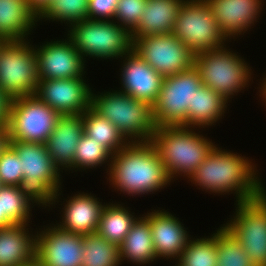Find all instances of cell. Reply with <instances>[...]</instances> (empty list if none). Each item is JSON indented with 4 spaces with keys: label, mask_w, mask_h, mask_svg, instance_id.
<instances>
[{
    "label": "cell",
    "mask_w": 266,
    "mask_h": 266,
    "mask_svg": "<svg viewBox=\"0 0 266 266\" xmlns=\"http://www.w3.org/2000/svg\"><path fill=\"white\" fill-rule=\"evenodd\" d=\"M253 164L245 156L215 146L189 180L212 193L235 191L236 202H246L266 192Z\"/></svg>",
    "instance_id": "6da1fadb"
},
{
    "label": "cell",
    "mask_w": 266,
    "mask_h": 266,
    "mask_svg": "<svg viewBox=\"0 0 266 266\" xmlns=\"http://www.w3.org/2000/svg\"><path fill=\"white\" fill-rule=\"evenodd\" d=\"M107 165L113 188L128 195L159 191L171 182L158 152L150 142H129L112 155L111 163Z\"/></svg>",
    "instance_id": "7a4b0ae2"
},
{
    "label": "cell",
    "mask_w": 266,
    "mask_h": 266,
    "mask_svg": "<svg viewBox=\"0 0 266 266\" xmlns=\"http://www.w3.org/2000/svg\"><path fill=\"white\" fill-rule=\"evenodd\" d=\"M191 129L181 125L156 127L150 140L171 180L181 174L189 179L216 146Z\"/></svg>",
    "instance_id": "3957f363"
},
{
    "label": "cell",
    "mask_w": 266,
    "mask_h": 266,
    "mask_svg": "<svg viewBox=\"0 0 266 266\" xmlns=\"http://www.w3.org/2000/svg\"><path fill=\"white\" fill-rule=\"evenodd\" d=\"M9 145L17 152L20 159L23 173V180L18 186L20 191L33 204L49 207L51 204H56L61 189V175L47 152L46 145L20 141H10Z\"/></svg>",
    "instance_id": "277c9868"
},
{
    "label": "cell",
    "mask_w": 266,
    "mask_h": 266,
    "mask_svg": "<svg viewBox=\"0 0 266 266\" xmlns=\"http://www.w3.org/2000/svg\"><path fill=\"white\" fill-rule=\"evenodd\" d=\"M90 108L113 123L131 143L150 142L156 130L152 106L120 90L101 95L91 92Z\"/></svg>",
    "instance_id": "5b68a950"
},
{
    "label": "cell",
    "mask_w": 266,
    "mask_h": 266,
    "mask_svg": "<svg viewBox=\"0 0 266 266\" xmlns=\"http://www.w3.org/2000/svg\"><path fill=\"white\" fill-rule=\"evenodd\" d=\"M68 32L82 57L117 59L133 51L132 33L114 20L85 19L70 25Z\"/></svg>",
    "instance_id": "8992f818"
},
{
    "label": "cell",
    "mask_w": 266,
    "mask_h": 266,
    "mask_svg": "<svg viewBox=\"0 0 266 266\" xmlns=\"http://www.w3.org/2000/svg\"><path fill=\"white\" fill-rule=\"evenodd\" d=\"M27 40L0 45V90L9 99L35 95L40 82L34 46Z\"/></svg>",
    "instance_id": "52a82bcc"
},
{
    "label": "cell",
    "mask_w": 266,
    "mask_h": 266,
    "mask_svg": "<svg viewBox=\"0 0 266 266\" xmlns=\"http://www.w3.org/2000/svg\"><path fill=\"white\" fill-rule=\"evenodd\" d=\"M222 46L215 50L195 54L194 66L205 85L225 100L247 87L251 80V68L243 58Z\"/></svg>",
    "instance_id": "ba28073f"
},
{
    "label": "cell",
    "mask_w": 266,
    "mask_h": 266,
    "mask_svg": "<svg viewBox=\"0 0 266 266\" xmlns=\"http://www.w3.org/2000/svg\"><path fill=\"white\" fill-rule=\"evenodd\" d=\"M194 54L215 50L228 39L205 0H184L172 30Z\"/></svg>",
    "instance_id": "9c48e42d"
},
{
    "label": "cell",
    "mask_w": 266,
    "mask_h": 266,
    "mask_svg": "<svg viewBox=\"0 0 266 266\" xmlns=\"http://www.w3.org/2000/svg\"><path fill=\"white\" fill-rule=\"evenodd\" d=\"M60 116L36 94L12 99L6 124L9 140L45 144Z\"/></svg>",
    "instance_id": "30bf717a"
},
{
    "label": "cell",
    "mask_w": 266,
    "mask_h": 266,
    "mask_svg": "<svg viewBox=\"0 0 266 266\" xmlns=\"http://www.w3.org/2000/svg\"><path fill=\"white\" fill-rule=\"evenodd\" d=\"M201 85L200 74L195 66L190 70L164 77L158 98L152 106L156 127H187L188 105H192L196 90Z\"/></svg>",
    "instance_id": "8fae6325"
},
{
    "label": "cell",
    "mask_w": 266,
    "mask_h": 266,
    "mask_svg": "<svg viewBox=\"0 0 266 266\" xmlns=\"http://www.w3.org/2000/svg\"><path fill=\"white\" fill-rule=\"evenodd\" d=\"M236 205L235 216L224 227L243 245L254 266H266V192Z\"/></svg>",
    "instance_id": "7c38bea8"
},
{
    "label": "cell",
    "mask_w": 266,
    "mask_h": 266,
    "mask_svg": "<svg viewBox=\"0 0 266 266\" xmlns=\"http://www.w3.org/2000/svg\"><path fill=\"white\" fill-rule=\"evenodd\" d=\"M133 42V51L163 77L194 66L195 54L172 33L149 35Z\"/></svg>",
    "instance_id": "4fadbf2b"
},
{
    "label": "cell",
    "mask_w": 266,
    "mask_h": 266,
    "mask_svg": "<svg viewBox=\"0 0 266 266\" xmlns=\"http://www.w3.org/2000/svg\"><path fill=\"white\" fill-rule=\"evenodd\" d=\"M91 89L83 78L40 80L36 96L59 115L82 114L90 108Z\"/></svg>",
    "instance_id": "5bb4252c"
},
{
    "label": "cell",
    "mask_w": 266,
    "mask_h": 266,
    "mask_svg": "<svg viewBox=\"0 0 266 266\" xmlns=\"http://www.w3.org/2000/svg\"><path fill=\"white\" fill-rule=\"evenodd\" d=\"M40 80L84 78L85 60L67 40L46 42L35 48ZM84 71V72H83Z\"/></svg>",
    "instance_id": "9a60e30c"
},
{
    "label": "cell",
    "mask_w": 266,
    "mask_h": 266,
    "mask_svg": "<svg viewBox=\"0 0 266 266\" xmlns=\"http://www.w3.org/2000/svg\"><path fill=\"white\" fill-rule=\"evenodd\" d=\"M82 242L83 235L49 226L36 234V257L44 266H81Z\"/></svg>",
    "instance_id": "2e32d148"
},
{
    "label": "cell",
    "mask_w": 266,
    "mask_h": 266,
    "mask_svg": "<svg viewBox=\"0 0 266 266\" xmlns=\"http://www.w3.org/2000/svg\"><path fill=\"white\" fill-rule=\"evenodd\" d=\"M124 55L121 77L122 92L151 106L156 102L164 77L135 51Z\"/></svg>",
    "instance_id": "e0dca14e"
},
{
    "label": "cell",
    "mask_w": 266,
    "mask_h": 266,
    "mask_svg": "<svg viewBox=\"0 0 266 266\" xmlns=\"http://www.w3.org/2000/svg\"><path fill=\"white\" fill-rule=\"evenodd\" d=\"M205 1L227 39L246 32L257 21L262 9V0Z\"/></svg>",
    "instance_id": "ac0fdd59"
},
{
    "label": "cell",
    "mask_w": 266,
    "mask_h": 266,
    "mask_svg": "<svg viewBox=\"0 0 266 266\" xmlns=\"http://www.w3.org/2000/svg\"><path fill=\"white\" fill-rule=\"evenodd\" d=\"M145 217L149 220L157 259L177 257L179 260L190 239L183 224L174 215L162 210H154Z\"/></svg>",
    "instance_id": "d6986e66"
},
{
    "label": "cell",
    "mask_w": 266,
    "mask_h": 266,
    "mask_svg": "<svg viewBox=\"0 0 266 266\" xmlns=\"http://www.w3.org/2000/svg\"><path fill=\"white\" fill-rule=\"evenodd\" d=\"M83 121L84 113L60 116L45 142L47 152L59 170L74 166L76 147L84 134Z\"/></svg>",
    "instance_id": "ffe728a7"
},
{
    "label": "cell",
    "mask_w": 266,
    "mask_h": 266,
    "mask_svg": "<svg viewBox=\"0 0 266 266\" xmlns=\"http://www.w3.org/2000/svg\"><path fill=\"white\" fill-rule=\"evenodd\" d=\"M66 203L62 222L56 224L59 228L83 236L97 232L105 204L102 205V202L87 193L70 197Z\"/></svg>",
    "instance_id": "44dd1931"
},
{
    "label": "cell",
    "mask_w": 266,
    "mask_h": 266,
    "mask_svg": "<svg viewBox=\"0 0 266 266\" xmlns=\"http://www.w3.org/2000/svg\"><path fill=\"white\" fill-rule=\"evenodd\" d=\"M26 226L13 224L0 229V266H20L36 257V235Z\"/></svg>",
    "instance_id": "7402d4cb"
},
{
    "label": "cell",
    "mask_w": 266,
    "mask_h": 266,
    "mask_svg": "<svg viewBox=\"0 0 266 266\" xmlns=\"http://www.w3.org/2000/svg\"><path fill=\"white\" fill-rule=\"evenodd\" d=\"M184 0H147L133 39L149 35L171 34Z\"/></svg>",
    "instance_id": "603a6c76"
},
{
    "label": "cell",
    "mask_w": 266,
    "mask_h": 266,
    "mask_svg": "<svg viewBox=\"0 0 266 266\" xmlns=\"http://www.w3.org/2000/svg\"><path fill=\"white\" fill-rule=\"evenodd\" d=\"M36 22L38 15L27 0H0V37L5 41L26 40Z\"/></svg>",
    "instance_id": "cb8c5ba5"
},
{
    "label": "cell",
    "mask_w": 266,
    "mask_h": 266,
    "mask_svg": "<svg viewBox=\"0 0 266 266\" xmlns=\"http://www.w3.org/2000/svg\"><path fill=\"white\" fill-rule=\"evenodd\" d=\"M119 251L121 262L128 259L133 264L144 265L157 259L149 220L145 216L136 219L119 245Z\"/></svg>",
    "instance_id": "d4e9b609"
},
{
    "label": "cell",
    "mask_w": 266,
    "mask_h": 266,
    "mask_svg": "<svg viewBox=\"0 0 266 266\" xmlns=\"http://www.w3.org/2000/svg\"><path fill=\"white\" fill-rule=\"evenodd\" d=\"M228 101L211 88L201 85L194 95L192 105H188L187 127L212 126L222 114L224 115Z\"/></svg>",
    "instance_id": "484cf974"
},
{
    "label": "cell",
    "mask_w": 266,
    "mask_h": 266,
    "mask_svg": "<svg viewBox=\"0 0 266 266\" xmlns=\"http://www.w3.org/2000/svg\"><path fill=\"white\" fill-rule=\"evenodd\" d=\"M121 204H106L102 210L97 232L109 242L120 245L137 217Z\"/></svg>",
    "instance_id": "4316f807"
},
{
    "label": "cell",
    "mask_w": 266,
    "mask_h": 266,
    "mask_svg": "<svg viewBox=\"0 0 266 266\" xmlns=\"http://www.w3.org/2000/svg\"><path fill=\"white\" fill-rule=\"evenodd\" d=\"M84 134L104 146L112 155L123 149L129 142L116 126L91 108L84 112Z\"/></svg>",
    "instance_id": "83f0119b"
},
{
    "label": "cell",
    "mask_w": 266,
    "mask_h": 266,
    "mask_svg": "<svg viewBox=\"0 0 266 266\" xmlns=\"http://www.w3.org/2000/svg\"><path fill=\"white\" fill-rule=\"evenodd\" d=\"M82 245L81 266H118L121 263L119 246L98 232L84 235Z\"/></svg>",
    "instance_id": "f1b7e54d"
},
{
    "label": "cell",
    "mask_w": 266,
    "mask_h": 266,
    "mask_svg": "<svg viewBox=\"0 0 266 266\" xmlns=\"http://www.w3.org/2000/svg\"><path fill=\"white\" fill-rule=\"evenodd\" d=\"M89 0H51L38 15V20L48 19L70 25L88 19Z\"/></svg>",
    "instance_id": "f546056e"
},
{
    "label": "cell",
    "mask_w": 266,
    "mask_h": 266,
    "mask_svg": "<svg viewBox=\"0 0 266 266\" xmlns=\"http://www.w3.org/2000/svg\"><path fill=\"white\" fill-rule=\"evenodd\" d=\"M217 232L212 236L188 241L179 258L181 266H217Z\"/></svg>",
    "instance_id": "4dcf8cb0"
},
{
    "label": "cell",
    "mask_w": 266,
    "mask_h": 266,
    "mask_svg": "<svg viewBox=\"0 0 266 266\" xmlns=\"http://www.w3.org/2000/svg\"><path fill=\"white\" fill-rule=\"evenodd\" d=\"M217 266H254L243 245L224 226L217 230Z\"/></svg>",
    "instance_id": "1f68e13d"
},
{
    "label": "cell",
    "mask_w": 266,
    "mask_h": 266,
    "mask_svg": "<svg viewBox=\"0 0 266 266\" xmlns=\"http://www.w3.org/2000/svg\"><path fill=\"white\" fill-rule=\"evenodd\" d=\"M31 201L20 191L18 186L3 185L0 188L1 214L13 224H28Z\"/></svg>",
    "instance_id": "d6a6232c"
},
{
    "label": "cell",
    "mask_w": 266,
    "mask_h": 266,
    "mask_svg": "<svg viewBox=\"0 0 266 266\" xmlns=\"http://www.w3.org/2000/svg\"><path fill=\"white\" fill-rule=\"evenodd\" d=\"M110 159H112V154L100 145V142H96L95 139L83 134L76 147L74 166L69 170L96 168L105 162H111Z\"/></svg>",
    "instance_id": "836d02e7"
},
{
    "label": "cell",
    "mask_w": 266,
    "mask_h": 266,
    "mask_svg": "<svg viewBox=\"0 0 266 266\" xmlns=\"http://www.w3.org/2000/svg\"><path fill=\"white\" fill-rule=\"evenodd\" d=\"M147 0H118L115 7L116 21L131 33L137 28L140 22V16L145 10V4Z\"/></svg>",
    "instance_id": "e575fe53"
},
{
    "label": "cell",
    "mask_w": 266,
    "mask_h": 266,
    "mask_svg": "<svg viewBox=\"0 0 266 266\" xmlns=\"http://www.w3.org/2000/svg\"><path fill=\"white\" fill-rule=\"evenodd\" d=\"M23 180L20 159L17 152L8 145L0 154V181L2 185L19 186Z\"/></svg>",
    "instance_id": "d590c367"
},
{
    "label": "cell",
    "mask_w": 266,
    "mask_h": 266,
    "mask_svg": "<svg viewBox=\"0 0 266 266\" xmlns=\"http://www.w3.org/2000/svg\"><path fill=\"white\" fill-rule=\"evenodd\" d=\"M118 0H89L88 19H113Z\"/></svg>",
    "instance_id": "8d00e7d4"
},
{
    "label": "cell",
    "mask_w": 266,
    "mask_h": 266,
    "mask_svg": "<svg viewBox=\"0 0 266 266\" xmlns=\"http://www.w3.org/2000/svg\"><path fill=\"white\" fill-rule=\"evenodd\" d=\"M10 100L0 90V125H6L8 120Z\"/></svg>",
    "instance_id": "74e56055"
},
{
    "label": "cell",
    "mask_w": 266,
    "mask_h": 266,
    "mask_svg": "<svg viewBox=\"0 0 266 266\" xmlns=\"http://www.w3.org/2000/svg\"><path fill=\"white\" fill-rule=\"evenodd\" d=\"M51 0H27L30 8L39 15Z\"/></svg>",
    "instance_id": "f35d334b"
},
{
    "label": "cell",
    "mask_w": 266,
    "mask_h": 266,
    "mask_svg": "<svg viewBox=\"0 0 266 266\" xmlns=\"http://www.w3.org/2000/svg\"><path fill=\"white\" fill-rule=\"evenodd\" d=\"M9 142L10 140L7 133V126L0 125V154L7 148Z\"/></svg>",
    "instance_id": "ab89813d"
},
{
    "label": "cell",
    "mask_w": 266,
    "mask_h": 266,
    "mask_svg": "<svg viewBox=\"0 0 266 266\" xmlns=\"http://www.w3.org/2000/svg\"><path fill=\"white\" fill-rule=\"evenodd\" d=\"M11 225H13V223L4 214H1V206H0V229L6 228Z\"/></svg>",
    "instance_id": "60d3db41"
},
{
    "label": "cell",
    "mask_w": 266,
    "mask_h": 266,
    "mask_svg": "<svg viewBox=\"0 0 266 266\" xmlns=\"http://www.w3.org/2000/svg\"><path fill=\"white\" fill-rule=\"evenodd\" d=\"M260 88V96H262L263 100H265V104H266V77L263 78V83H261V87ZM262 94V95H261Z\"/></svg>",
    "instance_id": "b9f144b4"
},
{
    "label": "cell",
    "mask_w": 266,
    "mask_h": 266,
    "mask_svg": "<svg viewBox=\"0 0 266 266\" xmlns=\"http://www.w3.org/2000/svg\"><path fill=\"white\" fill-rule=\"evenodd\" d=\"M20 266H44V265L37 259V257H35L34 259Z\"/></svg>",
    "instance_id": "7bdbcfd3"
},
{
    "label": "cell",
    "mask_w": 266,
    "mask_h": 266,
    "mask_svg": "<svg viewBox=\"0 0 266 266\" xmlns=\"http://www.w3.org/2000/svg\"><path fill=\"white\" fill-rule=\"evenodd\" d=\"M4 41H5V40L2 39V38L0 37V45H1Z\"/></svg>",
    "instance_id": "ee69618b"
}]
</instances>
